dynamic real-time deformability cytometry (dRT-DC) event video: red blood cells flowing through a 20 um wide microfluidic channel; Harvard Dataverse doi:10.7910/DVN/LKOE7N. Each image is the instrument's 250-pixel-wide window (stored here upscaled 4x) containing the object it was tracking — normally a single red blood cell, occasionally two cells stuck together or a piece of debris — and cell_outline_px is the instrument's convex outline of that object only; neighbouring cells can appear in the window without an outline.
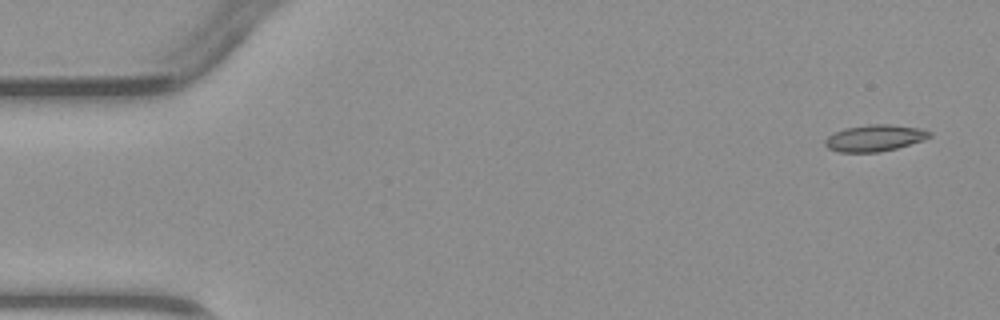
{"species": "common noctule bat (a hibernating species)", "species_latin": "Nyctalus noctula", "temperature_condition": "warm", "stored_images_in_passage": 10, "camera_frame_rate_fps": 3000, "um_per_image_px": 0.085, "animal": {"sex": "male", "body_mass_g": 23.1, "forearm_length_mm": 52.7}, "frame": {"image": 1, "passage_image": 1, "time_ms": 0.0, "image_size_px": [1000, 320], "cell_outline_px": [[932, 136], [924, 140], [896, 148], [876, 152], [840, 152], [828, 148], [824, 144], [824, 140], [828, 136], [844, 128], [868, 124], [888, 124], [920, 128], [932, 132]], "centroid_in_image_um": [74.36, 11.72], "position_along_channel_um": 10.6, "area_um2": 16.13}}
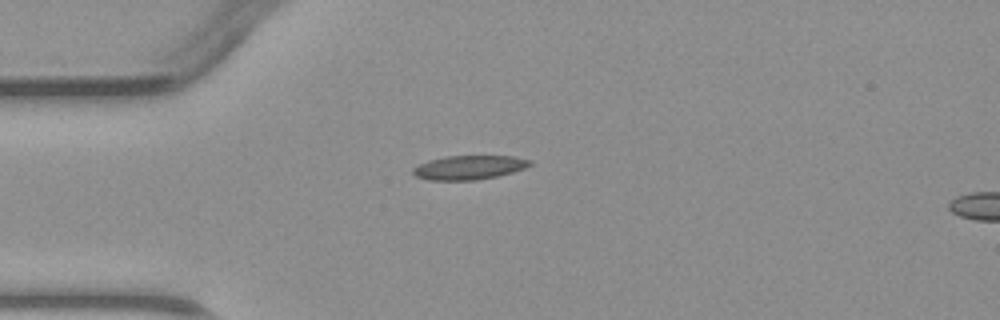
{"frame": {"image": 2, "passage_image": 4, "time_ms": 3.333, "image_size_px": [1000, 320], "cell_outline_px": [[532, 164], [524, 168], [512, 172], [496, 176], [476, 180], [428, 180], [416, 176], [412, 172], [412, 168], [428, 160], [444, 156], [512, 156], [532, 160]], "centroid_in_image_um": [39.85, 14.23], "position_along_channel_um": 45.1, "area_um2": 16.36}}